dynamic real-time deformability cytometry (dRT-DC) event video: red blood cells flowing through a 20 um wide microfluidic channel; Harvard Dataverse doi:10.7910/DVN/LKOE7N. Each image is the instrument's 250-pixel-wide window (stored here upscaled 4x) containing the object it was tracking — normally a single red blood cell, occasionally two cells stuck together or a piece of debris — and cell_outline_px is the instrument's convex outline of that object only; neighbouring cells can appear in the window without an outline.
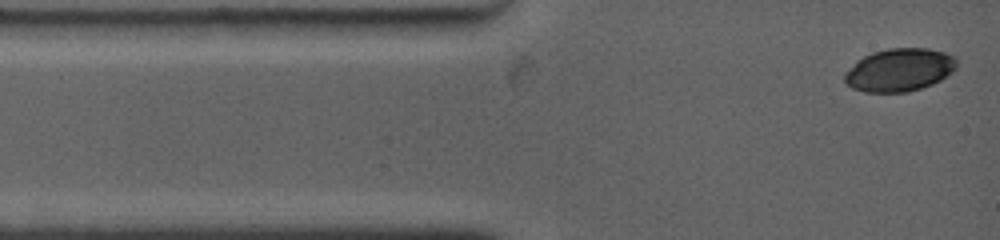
{"species": "common noctule bat (a hibernating species)", "species_latin": "Nyctalus noctula", "temperature_condition": "warm", "stored_images_in_passage": 30, "camera_frame_rate_fps": 4500, "um_per_image_px": 0.085, "animal": {"sex": "female", "body_mass_g": 19.0, "forearm_length_mm": 53.3}, "frame": {"image": 1, "passage_image": 1, "time_ms": 0.0, "image_size_px": [1000, 240], "cell_outline_px": [[956, 68], [952, 72], [940, 80], [932, 84], [908, 92], [864, 92], [852, 88], [844, 80], [844, 72], [856, 60], [872, 52], [888, 48], [928, 48], [944, 52], [952, 56], [956, 60]], "centroid_in_image_um": [76.42, 5.94], "position_along_channel_um": 8.6, "area_um2": 28.09}}
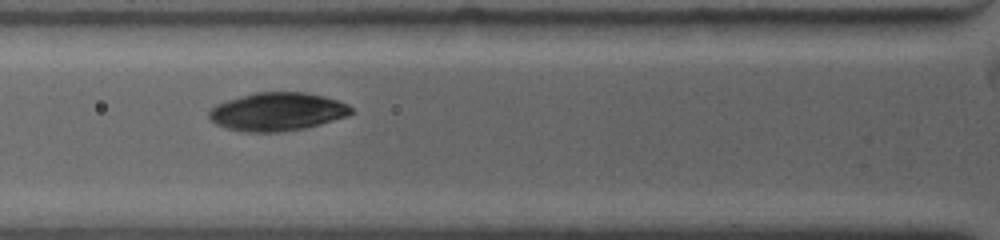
{"frame": {"image": 2, "passage_image": 9, "time_ms": 3.556, "image_size_px": [1000, 240], "cell_outline_px": [[352, 112], [348, 116], [320, 124], [300, 128], [276, 132], [256, 132], [228, 128], [216, 124], [208, 116], [208, 112], [216, 104], [228, 100], [256, 92], [304, 92], [324, 96], [348, 104], [352, 108]], "centroid_in_image_um": [23.59, 9.48], "position_along_channel_um": 102.2, "area_um2": 31.15}}
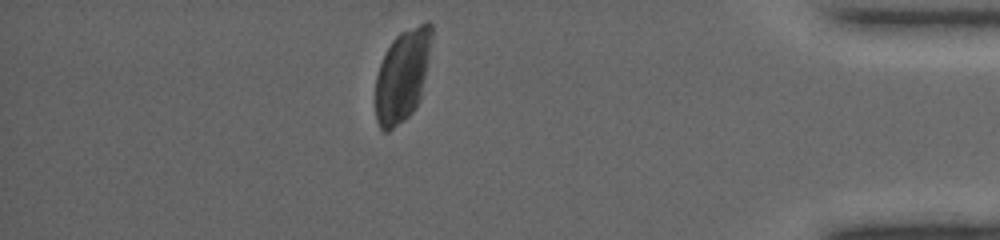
{"frame": {"image": 3, "passage_image": 30, "time_ms": 12.667, "image_size_px": [1000, 240], "cell_outline_px": [[432, 36], [420, 100], [412, 112], [404, 120], [388, 132], [384, 132], [380, 128], [376, 120], [376, 76], [380, 64], [392, 40], [400, 32], [424, 20], [428, 20], [432, 24]], "centroid_in_image_um": [34.21, 6.39], "position_along_channel_um": 401.0, "area_um2": 30.11}}